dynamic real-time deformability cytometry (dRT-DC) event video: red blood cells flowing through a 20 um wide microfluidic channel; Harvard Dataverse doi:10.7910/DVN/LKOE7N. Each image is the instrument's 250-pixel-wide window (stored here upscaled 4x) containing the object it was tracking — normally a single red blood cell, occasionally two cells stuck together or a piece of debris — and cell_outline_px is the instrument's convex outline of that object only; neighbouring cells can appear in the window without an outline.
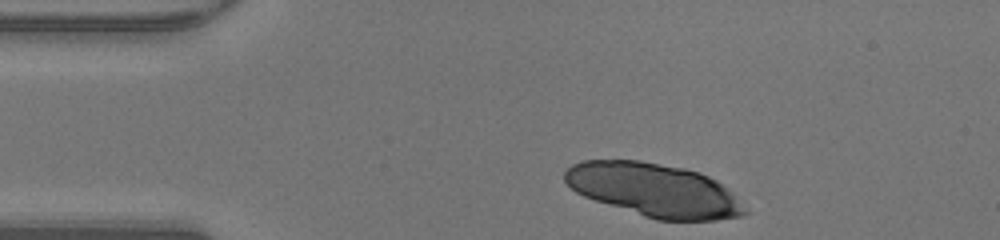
{"species": "human", "species_latin": "Homo sapiens", "temperature_condition": "warm", "stored_images_in_passage": 31, "camera_frame_rate_fps": 3000, "um_per_image_px": 0.085, "donor": {"sex": "male"}, "frame": {"image": 1, "passage_image": 1, "time_ms": 0.0, "image_size_px": [1000, 240], "cell_outline_px": [[748, 212], [740, 216], [716, 220], [656, 220], [584, 196], [576, 192], [564, 180], [564, 172], [572, 164], [584, 160], [640, 160], [684, 168], [700, 172], [716, 180], [728, 188], [732, 192]], "centroid_in_image_um": [55.6, 16.14], "position_along_channel_um": 29.4, "area_um2": 55.66}}
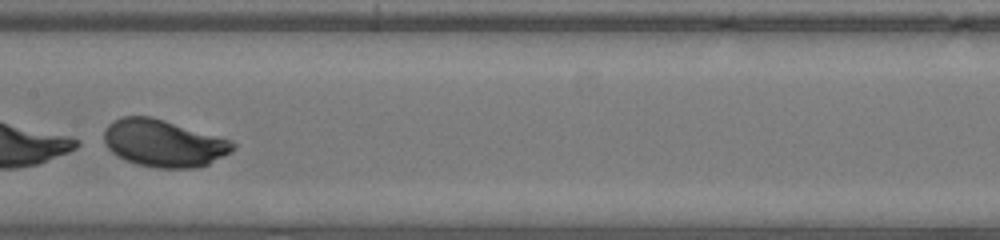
{"frame": {"image": 2, "passage_image": 17, "time_ms": 5.333, "image_size_px": [1000, 240], "cell_outline_px": [[236, 148], [232, 152], [208, 164], [196, 168], [156, 168], [136, 164], [124, 160], [116, 156], [108, 148], [104, 140], [104, 128], [112, 120], [120, 116], [152, 116], [232, 140], [236, 144]], "centroid_in_image_um": [13.9, 12.17], "position_along_channel_um": 193.5, "area_um2": 35.89}}
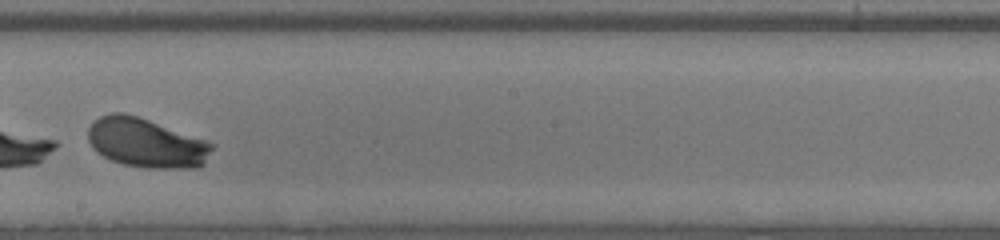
{"frame": {"image": 3, "passage_image": 20, "time_ms": 6.333, "image_size_px": [1000, 240], "cell_outline_px": [[216, 144], [204, 164], [196, 168], [144, 168], [124, 164], [112, 160], [96, 152], [92, 148], [88, 140], [88, 128], [92, 120], [100, 116], [112, 112], [124, 112], [208, 140]], "centroid_in_image_um": [12.43, 12.14], "position_along_channel_um": 235.8, "area_um2": 35.95}, "authors_computed_cell_mechanics": {"area_um2": 37.6278, "velocity_mm_per_s": 4.2342, "shape_relaxation_time_tau1_ms": 5.2912, "shape_relaxation_time_tau2_ms": null, "deformation_change_tau1": null, "deformation_change_tau2": null}}